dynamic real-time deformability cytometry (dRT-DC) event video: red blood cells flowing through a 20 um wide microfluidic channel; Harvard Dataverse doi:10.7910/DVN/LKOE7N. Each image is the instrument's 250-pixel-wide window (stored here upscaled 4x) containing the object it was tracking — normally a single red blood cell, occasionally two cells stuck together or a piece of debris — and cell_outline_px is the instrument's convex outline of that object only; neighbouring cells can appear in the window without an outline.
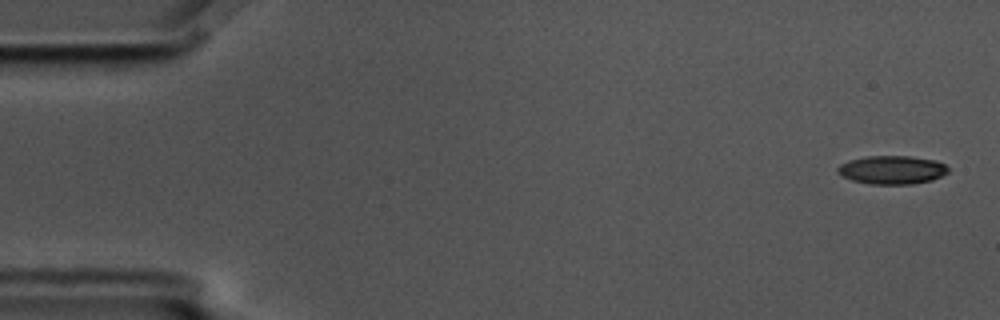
{"species": "common noctule bat (a hibernating species)", "species_latin": "Nyctalus noctula", "temperature_condition": "cold", "stored_images_in_passage": 5, "camera_frame_rate_fps": 3000, "um_per_image_px": 0.085, "animal": {"sex": "male", "body_mass_g": 17.5, "forearm_length_mm": 52.3}, "frame": {"image": 1, "passage_image": 1, "time_ms": 0.0, "image_size_px": [1000, 320], "cell_outline_px": [[948, 172], [932, 180], [912, 184], [872, 184], [852, 180], [840, 176], [836, 172], [836, 168], [840, 164], [848, 160], [864, 156], [912, 156], [936, 160], [944, 164], [948, 168]], "centroid_in_image_um": [75.78, 14.43], "position_along_channel_um": 9.2, "area_um2": 18.5}}